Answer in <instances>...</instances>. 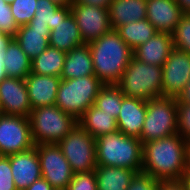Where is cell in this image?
<instances>
[{
  "label": "cell",
  "mask_w": 190,
  "mask_h": 190,
  "mask_svg": "<svg viewBox=\"0 0 190 190\" xmlns=\"http://www.w3.org/2000/svg\"><path fill=\"white\" fill-rule=\"evenodd\" d=\"M189 169V143L178 133L143 144L141 172L158 180H180Z\"/></svg>",
  "instance_id": "obj_1"
},
{
  "label": "cell",
  "mask_w": 190,
  "mask_h": 190,
  "mask_svg": "<svg viewBox=\"0 0 190 190\" xmlns=\"http://www.w3.org/2000/svg\"><path fill=\"white\" fill-rule=\"evenodd\" d=\"M95 76L104 84H118L133 58V50L116 29L88 43Z\"/></svg>",
  "instance_id": "obj_2"
},
{
  "label": "cell",
  "mask_w": 190,
  "mask_h": 190,
  "mask_svg": "<svg viewBox=\"0 0 190 190\" xmlns=\"http://www.w3.org/2000/svg\"><path fill=\"white\" fill-rule=\"evenodd\" d=\"M96 139L97 165L142 170L143 144L139 138L131 137L117 130L103 134Z\"/></svg>",
  "instance_id": "obj_3"
},
{
  "label": "cell",
  "mask_w": 190,
  "mask_h": 190,
  "mask_svg": "<svg viewBox=\"0 0 190 190\" xmlns=\"http://www.w3.org/2000/svg\"><path fill=\"white\" fill-rule=\"evenodd\" d=\"M29 120L35 145L58 144L78 124L75 117L57 105L32 109Z\"/></svg>",
  "instance_id": "obj_4"
},
{
  "label": "cell",
  "mask_w": 190,
  "mask_h": 190,
  "mask_svg": "<svg viewBox=\"0 0 190 190\" xmlns=\"http://www.w3.org/2000/svg\"><path fill=\"white\" fill-rule=\"evenodd\" d=\"M162 67L143 63L134 57L117 84L125 97L150 100L162 97Z\"/></svg>",
  "instance_id": "obj_5"
},
{
  "label": "cell",
  "mask_w": 190,
  "mask_h": 190,
  "mask_svg": "<svg viewBox=\"0 0 190 190\" xmlns=\"http://www.w3.org/2000/svg\"><path fill=\"white\" fill-rule=\"evenodd\" d=\"M103 85L95 75L61 80L55 105L79 120L85 111L94 104Z\"/></svg>",
  "instance_id": "obj_6"
},
{
  "label": "cell",
  "mask_w": 190,
  "mask_h": 190,
  "mask_svg": "<svg viewBox=\"0 0 190 190\" xmlns=\"http://www.w3.org/2000/svg\"><path fill=\"white\" fill-rule=\"evenodd\" d=\"M177 133L176 98L159 97L147 100V111L142 126V144Z\"/></svg>",
  "instance_id": "obj_7"
},
{
  "label": "cell",
  "mask_w": 190,
  "mask_h": 190,
  "mask_svg": "<svg viewBox=\"0 0 190 190\" xmlns=\"http://www.w3.org/2000/svg\"><path fill=\"white\" fill-rule=\"evenodd\" d=\"M74 173L97 167L96 139L79 123L58 143Z\"/></svg>",
  "instance_id": "obj_8"
},
{
  "label": "cell",
  "mask_w": 190,
  "mask_h": 190,
  "mask_svg": "<svg viewBox=\"0 0 190 190\" xmlns=\"http://www.w3.org/2000/svg\"><path fill=\"white\" fill-rule=\"evenodd\" d=\"M44 178L55 190H66L74 172L58 144L35 145Z\"/></svg>",
  "instance_id": "obj_9"
},
{
  "label": "cell",
  "mask_w": 190,
  "mask_h": 190,
  "mask_svg": "<svg viewBox=\"0 0 190 190\" xmlns=\"http://www.w3.org/2000/svg\"><path fill=\"white\" fill-rule=\"evenodd\" d=\"M35 147L27 117L0 115V156H9Z\"/></svg>",
  "instance_id": "obj_10"
},
{
  "label": "cell",
  "mask_w": 190,
  "mask_h": 190,
  "mask_svg": "<svg viewBox=\"0 0 190 190\" xmlns=\"http://www.w3.org/2000/svg\"><path fill=\"white\" fill-rule=\"evenodd\" d=\"M70 7L85 43L100 38L112 29L109 9L83 4H71Z\"/></svg>",
  "instance_id": "obj_11"
},
{
  "label": "cell",
  "mask_w": 190,
  "mask_h": 190,
  "mask_svg": "<svg viewBox=\"0 0 190 190\" xmlns=\"http://www.w3.org/2000/svg\"><path fill=\"white\" fill-rule=\"evenodd\" d=\"M162 97L177 96L190 79V54L174 48L162 66Z\"/></svg>",
  "instance_id": "obj_12"
},
{
  "label": "cell",
  "mask_w": 190,
  "mask_h": 190,
  "mask_svg": "<svg viewBox=\"0 0 190 190\" xmlns=\"http://www.w3.org/2000/svg\"><path fill=\"white\" fill-rule=\"evenodd\" d=\"M0 110L2 114L29 118L32 107L24 79L7 77L0 82Z\"/></svg>",
  "instance_id": "obj_13"
},
{
  "label": "cell",
  "mask_w": 190,
  "mask_h": 190,
  "mask_svg": "<svg viewBox=\"0 0 190 190\" xmlns=\"http://www.w3.org/2000/svg\"><path fill=\"white\" fill-rule=\"evenodd\" d=\"M146 19L157 32L173 34L185 13L176 0H147Z\"/></svg>",
  "instance_id": "obj_14"
},
{
  "label": "cell",
  "mask_w": 190,
  "mask_h": 190,
  "mask_svg": "<svg viewBox=\"0 0 190 190\" xmlns=\"http://www.w3.org/2000/svg\"><path fill=\"white\" fill-rule=\"evenodd\" d=\"M12 175L17 190H25L42 177V171L35 147L10 155Z\"/></svg>",
  "instance_id": "obj_15"
},
{
  "label": "cell",
  "mask_w": 190,
  "mask_h": 190,
  "mask_svg": "<svg viewBox=\"0 0 190 190\" xmlns=\"http://www.w3.org/2000/svg\"><path fill=\"white\" fill-rule=\"evenodd\" d=\"M146 111L147 100L124 96L116 119L118 130L127 136L140 139Z\"/></svg>",
  "instance_id": "obj_16"
},
{
  "label": "cell",
  "mask_w": 190,
  "mask_h": 190,
  "mask_svg": "<svg viewBox=\"0 0 190 190\" xmlns=\"http://www.w3.org/2000/svg\"><path fill=\"white\" fill-rule=\"evenodd\" d=\"M24 80L32 109L56 104L60 77L31 72Z\"/></svg>",
  "instance_id": "obj_17"
},
{
  "label": "cell",
  "mask_w": 190,
  "mask_h": 190,
  "mask_svg": "<svg viewBox=\"0 0 190 190\" xmlns=\"http://www.w3.org/2000/svg\"><path fill=\"white\" fill-rule=\"evenodd\" d=\"M173 49L172 34L156 32L147 42L133 50V57L143 63L162 67Z\"/></svg>",
  "instance_id": "obj_18"
},
{
  "label": "cell",
  "mask_w": 190,
  "mask_h": 190,
  "mask_svg": "<svg viewBox=\"0 0 190 190\" xmlns=\"http://www.w3.org/2000/svg\"><path fill=\"white\" fill-rule=\"evenodd\" d=\"M95 75L93 61L88 43L72 48L66 52L61 80L75 79Z\"/></svg>",
  "instance_id": "obj_19"
},
{
  "label": "cell",
  "mask_w": 190,
  "mask_h": 190,
  "mask_svg": "<svg viewBox=\"0 0 190 190\" xmlns=\"http://www.w3.org/2000/svg\"><path fill=\"white\" fill-rule=\"evenodd\" d=\"M85 44L74 16L70 13L67 17H60L55 28L50 31L49 46L64 52Z\"/></svg>",
  "instance_id": "obj_20"
},
{
  "label": "cell",
  "mask_w": 190,
  "mask_h": 190,
  "mask_svg": "<svg viewBox=\"0 0 190 190\" xmlns=\"http://www.w3.org/2000/svg\"><path fill=\"white\" fill-rule=\"evenodd\" d=\"M49 27L22 25L18 27L15 40L30 58H36L49 46Z\"/></svg>",
  "instance_id": "obj_21"
},
{
  "label": "cell",
  "mask_w": 190,
  "mask_h": 190,
  "mask_svg": "<svg viewBox=\"0 0 190 190\" xmlns=\"http://www.w3.org/2000/svg\"><path fill=\"white\" fill-rule=\"evenodd\" d=\"M146 8L147 0H113L108 8L112 29H117L128 22L145 19Z\"/></svg>",
  "instance_id": "obj_22"
},
{
  "label": "cell",
  "mask_w": 190,
  "mask_h": 190,
  "mask_svg": "<svg viewBox=\"0 0 190 190\" xmlns=\"http://www.w3.org/2000/svg\"><path fill=\"white\" fill-rule=\"evenodd\" d=\"M137 172L122 167L97 165L95 175L98 190H127Z\"/></svg>",
  "instance_id": "obj_23"
},
{
  "label": "cell",
  "mask_w": 190,
  "mask_h": 190,
  "mask_svg": "<svg viewBox=\"0 0 190 190\" xmlns=\"http://www.w3.org/2000/svg\"><path fill=\"white\" fill-rule=\"evenodd\" d=\"M78 123L94 138L118 130L116 118L112 114L103 112L94 104L85 111Z\"/></svg>",
  "instance_id": "obj_24"
},
{
  "label": "cell",
  "mask_w": 190,
  "mask_h": 190,
  "mask_svg": "<svg viewBox=\"0 0 190 190\" xmlns=\"http://www.w3.org/2000/svg\"><path fill=\"white\" fill-rule=\"evenodd\" d=\"M66 52L48 46L36 58L31 60V72L38 75L60 77L64 67Z\"/></svg>",
  "instance_id": "obj_25"
},
{
  "label": "cell",
  "mask_w": 190,
  "mask_h": 190,
  "mask_svg": "<svg viewBox=\"0 0 190 190\" xmlns=\"http://www.w3.org/2000/svg\"><path fill=\"white\" fill-rule=\"evenodd\" d=\"M5 70L8 77L25 79L31 73V60L13 38L5 50Z\"/></svg>",
  "instance_id": "obj_26"
},
{
  "label": "cell",
  "mask_w": 190,
  "mask_h": 190,
  "mask_svg": "<svg viewBox=\"0 0 190 190\" xmlns=\"http://www.w3.org/2000/svg\"><path fill=\"white\" fill-rule=\"evenodd\" d=\"M71 13L70 6H60L50 0H37L35 16L28 23L29 26L55 28L60 17H67Z\"/></svg>",
  "instance_id": "obj_27"
},
{
  "label": "cell",
  "mask_w": 190,
  "mask_h": 190,
  "mask_svg": "<svg viewBox=\"0 0 190 190\" xmlns=\"http://www.w3.org/2000/svg\"><path fill=\"white\" fill-rule=\"evenodd\" d=\"M123 41L134 50L156 34L155 27L145 18L138 22H128L116 29Z\"/></svg>",
  "instance_id": "obj_28"
},
{
  "label": "cell",
  "mask_w": 190,
  "mask_h": 190,
  "mask_svg": "<svg viewBox=\"0 0 190 190\" xmlns=\"http://www.w3.org/2000/svg\"><path fill=\"white\" fill-rule=\"evenodd\" d=\"M123 97L122 90L117 84L103 85L96 96L94 105L117 119Z\"/></svg>",
  "instance_id": "obj_29"
},
{
  "label": "cell",
  "mask_w": 190,
  "mask_h": 190,
  "mask_svg": "<svg viewBox=\"0 0 190 190\" xmlns=\"http://www.w3.org/2000/svg\"><path fill=\"white\" fill-rule=\"evenodd\" d=\"M37 0H13L9 3L17 26L27 25L35 16Z\"/></svg>",
  "instance_id": "obj_30"
},
{
  "label": "cell",
  "mask_w": 190,
  "mask_h": 190,
  "mask_svg": "<svg viewBox=\"0 0 190 190\" xmlns=\"http://www.w3.org/2000/svg\"><path fill=\"white\" fill-rule=\"evenodd\" d=\"M174 48L190 54V12H185L172 34Z\"/></svg>",
  "instance_id": "obj_31"
},
{
  "label": "cell",
  "mask_w": 190,
  "mask_h": 190,
  "mask_svg": "<svg viewBox=\"0 0 190 190\" xmlns=\"http://www.w3.org/2000/svg\"><path fill=\"white\" fill-rule=\"evenodd\" d=\"M95 170L74 173L66 190H98Z\"/></svg>",
  "instance_id": "obj_32"
},
{
  "label": "cell",
  "mask_w": 190,
  "mask_h": 190,
  "mask_svg": "<svg viewBox=\"0 0 190 190\" xmlns=\"http://www.w3.org/2000/svg\"><path fill=\"white\" fill-rule=\"evenodd\" d=\"M177 106V133L190 144V104L180 103Z\"/></svg>",
  "instance_id": "obj_33"
},
{
  "label": "cell",
  "mask_w": 190,
  "mask_h": 190,
  "mask_svg": "<svg viewBox=\"0 0 190 190\" xmlns=\"http://www.w3.org/2000/svg\"><path fill=\"white\" fill-rule=\"evenodd\" d=\"M0 190H17L10 165V155L0 156Z\"/></svg>",
  "instance_id": "obj_34"
},
{
  "label": "cell",
  "mask_w": 190,
  "mask_h": 190,
  "mask_svg": "<svg viewBox=\"0 0 190 190\" xmlns=\"http://www.w3.org/2000/svg\"><path fill=\"white\" fill-rule=\"evenodd\" d=\"M17 30L18 26L15 22L14 16L11 13L9 3L3 7H0V32L14 38Z\"/></svg>",
  "instance_id": "obj_35"
},
{
  "label": "cell",
  "mask_w": 190,
  "mask_h": 190,
  "mask_svg": "<svg viewBox=\"0 0 190 190\" xmlns=\"http://www.w3.org/2000/svg\"><path fill=\"white\" fill-rule=\"evenodd\" d=\"M158 179L149 174L138 172L131 179L127 190H157Z\"/></svg>",
  "instance_id": "obj_36"
},
{
  "label": "cell",
  "mask_w": 190,
  "mask_h": 190,
  "mask_svg": "<svg viewBox=\"0 0 190 190\" xmlns=\"http://www.w3.org/2000/svg\"><path fill=\"white\" fill-rule=\"evenodd\" d=\"M157 190H186V187L182 179L159 180Z\"/></svg>",
  "instance_id": "obj_37"
},
{
  "label": "cell",
  "mask_w": 190,
  "mask_h": 190,
  "mask_svg": "<svg viewBox=\"0 0 190 190\" xmlns=\"http://www.w3.org/2000/svg\"><path fill=\"white\" fill-rule=\"evenodd\" d=\"M113 0H73L72 4L94 5L102 8H109Z\"/></svg>",
  "instance_id": "obj_38"
},
{
  "label": "cell",
  "mask_w": 190,
  "mask_h": 190,
  "mask_svg": "<svg viewBox=\"0 0 190 190\" xmlns=\"http://www.w3.org/2000/svg\"><path fill=\"white\" fill-rule=\"evenodd\" d=\"M25 190H55L44 178H40L32 183Z\"/></svg>",
  "instance_id": "obj_39"
},
{
  "label": "cell",
  "mask_w": 190,
  "mask_h": 190,
  "mask_svg": "<svg viewBox=\"0 0 190 190\" xmlns=\"http://www.w3.org/2000/svg\"><path fill=\"white\" fill-rule=\"evenodd\" d=\"M180 103L190 104V79L182 92L176 98Z\"/></svg>",
  "instance_id": "obj_40"
},
{
  "label": "cell",
  "mask_w": 190,
  "mask_h": 190,
  "mask_svg": "<svg viewBox=\"0 0 190 190\" xmlns=\"http://www.w3.org/2000/svg\"><path fill=\"white\" fill-rule=\"evenodd\" d=\"M12 39V36L0 32V55H5V50Z\"/></svg>",
  "instance_id": "obj_41"
},
{
  "label": "cell",
  "mask_w": 190,
  "mask_h": 190,
  "mask_svg": "<svg viewBox=\"0 0 190 190\" xmlns=\"http://www.w3.org/2000/svg\"><path fill=\"white\" fill-rule=\"evenodd\" d=\"M5 55H0V82L7 78V72L5 70L4 62H5Z\"/></svg>",
  "instance_id": "obj_42"
},
{
  "label": "cell",
  "mask_w": 190,
  "mask_h": 190,
  "mask_svg": "<svg viewBox=\"0 0 190 190\" xmlns=\"http://www.w3.org/2000/svg\"><path fill=\"white\" fill-rule=\"evenodd\" d=\"M184 12H190V0H176Z\"/></svg>",
  "instance_id": "obj_43"
},
{
  "label": "cell",
  "mask_w": 190,
  "mask_h": 190,
  "mask_svg": "<svg viewBox=\"0 0 190 190\" xmlns=\"http://www.w3.org/2000/svg\"><path fill=\"white\" fill-rule=\"evenodd\" d=\"M184 184H185V187H186V190H190V169L189 171L183 176L182 178Z\"/></svg>",
  "instance_id": "obj_44"
},
{
  "label": "cell",
  "mask_w": 190,
  "mask_h": 190,
  "mask_svg": "<svg viewBox=\"0 0 190 190\" xmlns=\"http://www.w3.org/2000/svg\"><path fill=\"white\" fill-rule=\"evenodd\" d=\"M50 1H53L60 6H71V4L73 3V0H50Z\"/></svg>",
  "instance_id": "obj_45"
},
{
  "label": "cell",
  "mask_w": 190,
  "mask_h": 190,
  "mask_svg": "<svg viewBox=\"0 0 190 190\" xmlns=\"http://www.w3.org/2000/svg\"><path fill=\"white\" fill-rule=\"evenodd\" d=\"M8 3L7 2H5L4 0H0V7H3V6H5V5H7Z\"/></svg>",
  "instance_id": "obj_46"
},
{
  "label": "cell",
  "mask_w": 190,
  "mask_h": 190,
  "mask_svg": "<svg viewBox=\"0 0 190 190\" xmlns=\"http://www.w3.org/2000/svg\"><path fill=\"white\" fill-rule=\"evenodd\" d=\"M7 3H11L13 0H4Z\"/></svg>",
  "instance_id": "obj_47"
}]
</instances>
